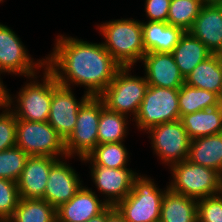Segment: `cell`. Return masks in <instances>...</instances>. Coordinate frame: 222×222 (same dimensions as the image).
Returning <instances> with one entry per match:
<instances>
[{"label": "cell", "instance_id": "11", "mask_svg": "<svg viewBox=\"0 0 222 222\" xmlns=\"http://www.w3.org/2000/svg\"><path fill=\"white\" fill-rule=\"evenodd\" d=\"M27 52L15 32L0 23V71L28 78L36 75L37 69L45 67V59L35 63Z\"/></svg>", "mask_w": 222, "mask_h": 222}, {"label": "cell", "instance_id": "16", "mask_svg": "<svg viewBox=\"0 0 222 222\" xmlns=\"http://www.w3.org/2000/svg\"><path fill=\"white\" fill-rule=\"evenodd\" d=\"M58 160L48 156H29L17 181L20 198L44 199L50 169Z\"/></svg>", "mask_w": 222, "mask_h": 222}, {"label": "cell", "instance_id": "41", "mask_svg": "<svg viewBox=\"0 0 222 222\" xmlns=\"http://www.w3.org/2000/svg\"><path fill=\"white\" fill-rule=\"evenodd\" d=\"M221 194H222V174H221Z\"/></svg>", "mask_w": 222, "mask_h": 222}, {"label": "cell", "instance_id": "21", "mask_svg": "<svg viewBox=\"0 0 222 222\" xmlns=\"http://www.w3.org/2000/svg\"><path fill=\"white\" fill-rule=\"evenodd\" d=\"M171 53L184 79L200 62L213 54L189 32L184 33Z\"/></svg>", "mask_w": 222, "mask_h": 222}, {"label": "cell", "instance_id": "27", "mask_svg": "<svg viewBox=\"0 0 222 222\" xmlns=\"http://www.w3.org/2000/svg\"><path fill=\"white\" fill-rule=\"evenodd\" d=\"M128 151L122 142L104 143L97 146L81 161H90V165L103 166L107 168L127 167Z\"/></svg>", "mask_w": 222, "mask_h": 222}, {"label": "cell", "instance_id": "22", "mask_svg": "<svg viewBox=\"0 0 222 222\" xmlns=\"http://www.w3.org/2000/svg\"><path fill=\"white\" fill-rule=\"evenodd\" d=\"M159 222H198L197 200L168 188L163 195Z\"/></svg>", "mask_w": 222, "mask_h": 222}, {"label": "cell", "instance_id": "15", "mask_svg": "<svg viewBox=\"0 0 222 222\" xmlns=\"http://www.w3.org/2000/svg\"><path fill=\"white\" fill-rule=\"evenodd\" d=\"M145 67V78L149 86L179 89L184 84L172 53L149 52L142 60Z\"/></svg>", "mask_w": 222, "mask_h": 222}, {"label": "cell", "instance_id": "8", "mask_svg": "<svg viewBox=\"0 0 222 222\" xmlns=\"http://www.w3.org/2000/svg\"><path fill=\"white\" fill-rule=\"evenodd\" d=\"M179 89L149 86L145 91L135 120L138 129L147 131L153 126L180 119Z\"/></svg>", "mask_w": 222, "mask_h": 222}, {"label": "cell", "instance_id": "31", "mask_svg": "<svg viewBox=\"0 0 222 222\" xmlns=\"http://www.w3.org/2000/svg\"><path fill=\"white\" fill-rule=\"evenodd\" d=\"M17 182L0 178V222H7L20 201Z\"/></svg>", "mask_w": 222, "mask_h": 222}, {"label": "cell", "instance_id": "23", "mask_svg": "<svg viewBox=\"0 0 222 222\" xmlns=\"http://www.w3.org/2000/svg\"><path fill=\"white\" fill-rule=\"evenodd\" d=\"M189 138L222 133V106L196 111L180 118Z\"/></svg>", "mask_w": 222, "mask_h": 222}, {"label": "cell", "instance_id": "18", "mask_svg": "<svg viewBox=\"0 0 222 222\" xmlns=\"http://www.w3.org/2000/svg\"><path fill=\"white\" fill-rule=\"evenodd\" d=\"M188 32L216 54L222 46V5L203 4Z\"/></svg>", "mask_w": 222, "mask_h": 222}, {"label": "cell", "instance_id": "5", "mask_svg": "<svg viewBox=\"0 0 222 222\" xmlns=\"http://www.w3.org/2000/svg\"><path fill=\"white\" fill-rule=\"evenodd\" d=\"M130 71L131 67H121L108 87L98 97L108 110L133 115L135 118L148 83L145 76L136 77L129 74Z\"/></svg>", "mask_w": 222, "mask_h": 222}, {"label": "cell", "instance_id": "19", "mask_svg": "<svg viewBox=\"0 0 222 222\" xmlns=\"http://www.w3.org/2000/svg\"><path fill=\"white\" fill-rule=\"evenodd\" d=\"M143 44L146 53H171L185 31L167 22H142Z\"/></svg>", "mask_w": 222, "mask_h": 222}, {"label": "cell", "instance_id": "34", "mask_svg": "<svg viewBox=\"0 0 222 222\" xmlns=\"http://www.w3.org/2000/svg\"><path fill=\"white\" fill-rule=\"evenodd\" d=\"M171 0H146L145 12L148 21L167 22Z\"/></svg>", "mask_w": 222, "mask_h": 222}, {"label": "cell", "instance_id": "40", "mask_svg": "<svg viewBox=\"0 0 222 222\" xmlns=\"http://www.w3.org/2000/svg\"><path fill=\"white\" fill-rule=\"evenodd\" d=\"M219 103L222 106V88H221V91H220V94H219Z\"/></svg>", "mask_w": 222, "mask_h": 222}, {"label": "cell", "instance_id": "24", "mask_svg": "<svg viewBox=\"0 0 222 222\" xmlns=\"http://www.w3.org/2000/svg\"><path fill=\"white\" fill-rule=\"evenodd\" d=\"M184 83L219 95L222 88V60L212 54L186 76Z\"/></svg>", "mask_w": 222, "mask_h": 222}, {"label": "cell", "instance_id": "14", "mask_svg": "<svg viewBox=\"0 0 222 222\" xmlns=\"http://www.w3.org/2000/svg\"><path fill=\"white\" fill-rule=\"evenodd\" d=\"M61 159L51 167L44 193V200L55 209L69 201L82 186L79 174Z\"/></svg>", "mask_w": 222, "mask_h": 222}, {"label": "cell", "instance_id": "26", "mask_svg": "<svg viewBox=\"0 0 222 222\" xmlns=\"http://www.w3.org/2000/svg\"><path fill=\"white\" fill-rule=\"evenodd\" d=\"M7 222H57L56 209L44 199L21 198Z\"/></svg>", "mask_w": 222, "mask_h": 222}, {"label": "cell", "instance_id": "17", "mask_svg": "<svg viewBox=\"0 0 222 222\" xmlns=\"http://www.w3.org/2000/svg\"><path fill=\"white\" fill-rule=\"evenodd\" d=\"M108 206L91 189L81 186L69 201L56 209L57 222H86Z\"/></svg>", "mask_w": 222, "mask_h": 222}, {"label": "cell", "instance_id": "33", "mask_svg": "<svg viewBox=\"0 0 222 222\" xmlns=\"http://www.w3.org/2000/svg\"><path fill=\"white\" fill-rule=\"evenodd\" d=\"M17 117L10 110L0 114V152L16 146Z\"/></svg>", "mask_w": 222, "mask_h": 222}, {"label": "cell", "instance_id": "13", "mask_svg": "<svg viewBox=\"0 0 222 222\" xmlns=\"http://www.w3.org/2000/svg\"><path fill=\"white\" fill-rule=\"evenodd\" d=\"M90 170L98 191L108 197L105 201L112 206H115L131 192L134 180L139 176L138 173L127 167L107 168L92 165Z\"/></svg>", "mask_w": 222, "mask_h": 222}, {"label": "cell", "instance_id": "6", "mask_svg": "<svg viewBox=\"0 0 222 222\" xmlns=\"http://www.w3.org/2000/svg\"><path fill=\"white\" fill-rule=\"evenodd\" d=\"M16 146L28 156L67 157L64 139L48 122L17 119ZM61 155L60 157H58Z\"/></svg>", "mask_w": 222, "mask_h": 222}, {"label": "cell", "instance_id": "9", "mask_svg": "<svg viewBox=\"0 0 222 222\" xmlns=\"http://www.w3.org/2000/svg\"><path fill=\"white\" fill-rule=\"evenodd\" d=\"M43 83L37 81V75L30 76V83L18 92L17 107L10 110L17 119L32 122H47L52 100V72L45 66Z\"/></svg>", "mask_w": 222, "mask_h": 222}, {"label": "cell", "instance_id": "36", "mask_svg": "<svg viewBox=\"0 0 222 222\" xmlns=\"http://www.w3.org/2000/svg\"><path fill=\"white\" fill-rule=\"evenodd\" d=\"M106 222H126V221L114 206L109 205L107 207Z\"/></svg>", "mask_w": 222, "mask_h": 222}, {"label": "cell", "instance_id": "20", "mask_svg": "<svg viewBox=\"0 0 222 222\" xmlns=\"http://www.w3.org/2000/svg\"><path fill=\"white\" fill-rule=\"evenodd\" d=\"M187 160L222 174V133L192 139Z\"/></svg>", "mask_w": 222, "mask_h": 222}, {"label": "cell", "instance_id": "2", "mask_svg": "<svg viewBox=\"0 0 222 222\" xmlns=\"http://www.w3.org/2000/svg\"><path fill=\"white\" fill-rule=\"evenodd\" d=\"M106 39L105 49L121 67H131L146 53L143 44L142 22L135 19H117L98 26Z\"/></svg>", "mask_w": 222, "mask_h": 222}, {"label": "cell", "instance_id": "38", "mask_svg": "<svg viewBox=\"0 0 222 222\" xmlns=\"http://www.w3.org/2000/svg\"><path fill=\"white\" fill-rule=\"evenodd\" d=\"M203 4L222 5V0H201Z\"/></svg>", "mask_w": 222, "mask_h": 222}, {"label": "cell", "instance_id": "7", "mask_svg": "<svg viewBox=\"0 0 222 222\" xmlns=\"http://www.w3.org/2000/svg\"><path fill=\"white\" fill-rule=\"evenodd\" d=\"M104 103L99 97H89L79 108L71 134L64 140L67 157L87 156L98 144V124Z\"/></svg>", "mask_w": 222, "mask_h": 222}, {"label": "cell", "instance_id": "30", "mask_svg": "<svg viewBox=\"0 0 222 222\" xmlns=\"http://www.w3.org/2000/svg\"><path fill=\"white\" fill-rule=\"evenodd\" d=\"M28 157L17 146L0 152V178L17 182Z\"/></svg>", "mask_w": 222, "mask_h": 222}, {"label": "cell", "instance_id": "32", "mask_svg": "<svg viewBox=\"0 0 222 222\" xmlns=\"http://www.w3.org/2000/svg\"><path fill=\"white\" fill-rule=\"evenodd\" d=\"M198 222H222V194L197 200Z\"/></svg>", "mask_w": 222, "mask_h": 222}, {"label": "cell", "instance_id": "12", "mask_svg": "<svg viewBox=\"0 0 222 222\" xmlns=\"http://www.w3.org/2000/svg\"><path fill=\"white\" fill-rule=\"evenodd\" d=\"M90 96L85 92L77 101L71 87L60 85L52 73V100L48 123L65 140L73 131L78 110Z\"/></svg>", "mask_w": 222, "mask_h": 222}, {"label": "cell", "instance_id": "35", "mask_svg": "<svg viewBox=\"0 0 222 222\" xmlns=\"http://www.w3.org/2000/svg\"><path fill=\"white\" fill-rule=\"evenodd\" d=\"M0 73H3L0 71ZM1 75V74H0ZM5 88L3 81L0 78V109L3 108L4 111L10 109L13 105V98Z\"/></svg>", "mask_w": 222, "mask_h": 222}, {"label": "cell", "instance_id": "29", "mask_svg": "<svg viewBox=\"0 0 222 222\" xmlns=\"http://www.w3.org/2000/svg\"><path fill=\"white\" fill-rule=\"evenodd\" d=\"M201 0H171L167 23L188 32L202 8Z\"/></svg>", "mask_w": 222, "mask_h": 222}, {"label": "cell", "instance_id": "39", "mask_svg": "<svg viewBox=\"0 0 222 222\" xmlns=\"http://www.w3.org/2000/svg\"><path fill=\"white\" fill-rule=\"evenodd\" d=\"M216 55L222 60V46L220 50L216 53Z\"/></svg>", "mask_w": 222, "mask_h": 222}, {"label": "cell", "instance_id": "3", "mask_svg": "<svg viewBox=\"0 0 222 222\" xmlns=\"http://www.w3.org/2000/svg\"><path fill=\"white\" fill-rule=\"evenodd\" d=\"M172 181L168 188L196 200L221 193V174L216 170L184 160L170 166Z\"/></svg>", "mask_w": 222, "mask_h": 222}, {"label": "cell", "instance_id": "4", "mask_svg": "<svg viewBox=\"0 0 222 222\" xmlns=\"http://www.w3.org/2000/svg\"><path fill=\"white\" fill-rule=\"evenodd\" d=\"M152 180L138 176L131 192L114 206L126 222L160 221L163 195L168 186L161 191Z\"/></svg>", "mask_w": 222, "mask_h": 222}, {"label": "cell", "instance_id": "28", "mask_svg": "<svg viewBox=\"0 0 222 222\" xmlns=\"http://www.w3.org/2000/svg\"><path fill=\"white\" fill-rule=\"evenodd\" d=\"M127 115L108 110H101L98 124V144L123 142L127 135Z\"/></svg>", "mask_w": 222, "mask_h": 222}, {"label": "cell", "instance_id": "37", "mask_svg": "<svg viewBox=\"0 0 222 222\" xmlns=\"http://www.w3.org/2000/svg\"><path fill=\"white\" fill-rule=\"evenodd\" d=\"M106 218H107V208L102 213L92 217L86 222H106Z\"/></svg>", "mask_w": 222, "mask_h": 222}, {"label": "cell", "instance_id": "10", "mask_svg": "<svg viewBox=\"0 0 222 222\" xmlns=\"http://www.w3.org/2000/svg\"><path fill=\"white\" fill-rule=\"evenodd\" d=\"M147 131L153 150L163 163L172 166L187 159L191 139L180 119L153 126Z\"/></svg>", "mask_w": 222, "mask_h": 222}, {"label": "cell", "instance_id": "25", "mask_svg": "<svg viewBox=\"0 0 222 222\" xmlns=\"http://www.w3.org/2000/svg\"><path fill=\"white\" fill-rule=\"evenodd\" d=\"M178 104L180 118L189 113L211 109L220 105L217 93L191 87L185 83L179 88Z\"/></svg>", "mask_w": 222, "mask_h": 222}, {"label": "cell", "instance_id": "1", "mask_svg": "<svg viewBox=\"0 0 222 222\" xmlns=\"http://www.w3.org/2000/svg\"><path fill=\"white\" fill-rule=\"evenodd\" d=\"M45 66L60 85L85 86L90 97H98L111 83L121 66L102 43L59 35Z\"/></svg>", "mask_w": 222, "mask_h": 222}]
</instances>
